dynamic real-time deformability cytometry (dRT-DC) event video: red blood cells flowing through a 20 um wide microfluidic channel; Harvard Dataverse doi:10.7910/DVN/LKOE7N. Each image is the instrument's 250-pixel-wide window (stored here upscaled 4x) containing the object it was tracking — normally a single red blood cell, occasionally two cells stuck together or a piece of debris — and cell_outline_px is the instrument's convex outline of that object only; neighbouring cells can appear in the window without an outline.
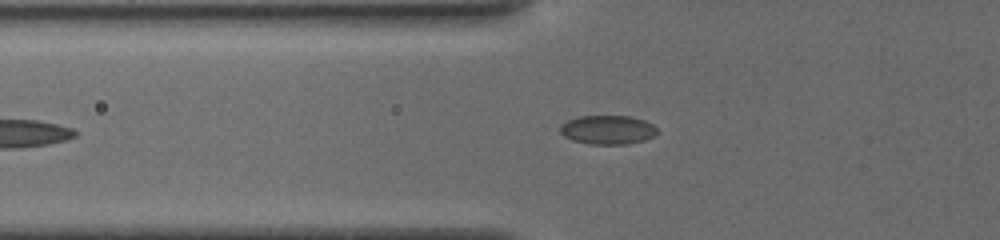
{"species": "common noctule bat (a hibernating species)", "species_latin": "Nyctalus noctula", "temperature_condition": "cold", "stored_images_in_passage": 9, "camera_frame_rate_fps": 3000, "um_per_image_px": 0.085, "animal": {"sex": "female", "body_mass_g": 19.5, "forearm_length_mm": 54.1}, "frame": {"image": 1, "passage_image": 9, "time_ms": 7.0, "image_size_px": [1000, 240], "cell_outline_px": [[660, 132], [656, 136], [644, 140], [628, 144], [588, 144], [572, 140], [564, 136], [560, 132], [560, 128], [568, 120], [580, 116], [628, 116], [644, 120], [652, 124]], "centroid_in_image_um": [51.7, 11.04], "position_along_channel_um": 74.1, "area_um2": 16.42}}